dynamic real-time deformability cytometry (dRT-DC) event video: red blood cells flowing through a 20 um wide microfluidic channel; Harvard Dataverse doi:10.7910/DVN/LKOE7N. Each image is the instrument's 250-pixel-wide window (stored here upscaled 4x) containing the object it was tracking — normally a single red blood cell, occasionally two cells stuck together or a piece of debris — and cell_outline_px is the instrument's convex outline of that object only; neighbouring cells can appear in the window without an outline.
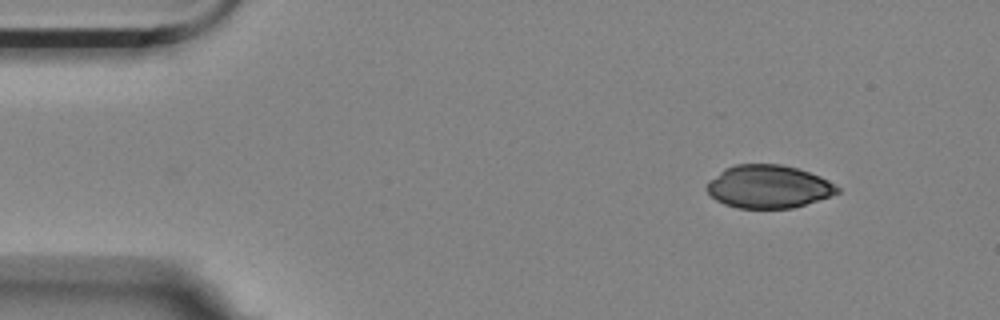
{"species": "Egyptian fruit bat (a non-hibernating species)", "species_latin": "Rousettus aegyptiacus", "temperature_condition": "room temperature", "stored_images_in_passage": 4, "camera_frame_rate_fps": 3000, "um_per_image_px": 0.085, "animal": {"sex": "female"}, "frame": {"image": 1, "passage_image": 1, "time_ms": 0.0, "image_size_px": [1000, 320], "cell_outline_px": [[840, 192], [792, 208], [740, 208], [724, 204], [716, 200], [704, 188], [708, 180], [724, 168], [736, 164], [780, 164], [796, 168], [820, 176], [828, 180], [840, 188]], "centroid_in_image_um": [65.27, 15.85], "position_along_channel_um": 19.7, "area_um2": 32.6}}